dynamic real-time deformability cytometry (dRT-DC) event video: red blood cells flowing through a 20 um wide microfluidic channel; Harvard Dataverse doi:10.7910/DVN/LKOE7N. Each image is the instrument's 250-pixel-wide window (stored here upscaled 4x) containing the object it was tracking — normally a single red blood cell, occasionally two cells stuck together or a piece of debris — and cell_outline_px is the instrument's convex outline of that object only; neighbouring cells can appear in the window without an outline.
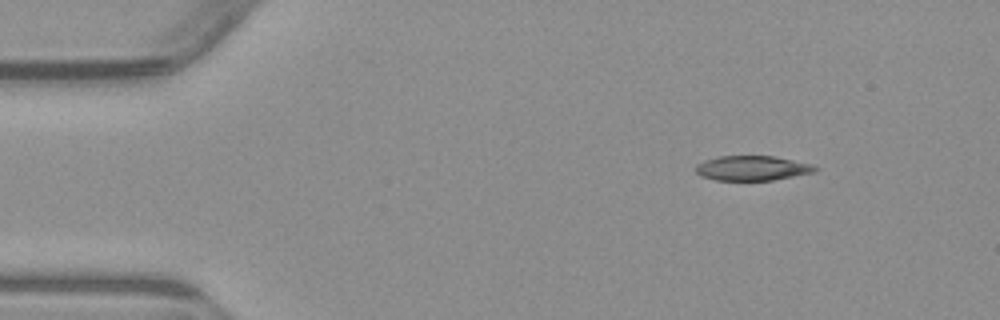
{"species": "common noctule bat (a hibernating species)", "species_latin": "Nyctalus noctula", "temperature_condition": "warm", "stored_images_in_passage": 2, "camera_frame_rate_fps": 3000, "um_per_image_px": 0.085, "animal": {"sex": "male", "body_mass_g": 23.1, "forearm_length_mm": 52.7}, "frame": {"image": 1, "passage_image": 1, "time_ms": 0.0, "image_size_px": [1000, 320], "cell_outline_px": [[816, 168], [812, 172], [772, 180], [716, 180], [704, 176], [696, 172], [696, 164], [720, 156], [772, 156], [808, 164]], "centroid_in_image_um": [63.87, 14.29], "position_along_channel_um": 21.1, "area_um2": 16.53}}